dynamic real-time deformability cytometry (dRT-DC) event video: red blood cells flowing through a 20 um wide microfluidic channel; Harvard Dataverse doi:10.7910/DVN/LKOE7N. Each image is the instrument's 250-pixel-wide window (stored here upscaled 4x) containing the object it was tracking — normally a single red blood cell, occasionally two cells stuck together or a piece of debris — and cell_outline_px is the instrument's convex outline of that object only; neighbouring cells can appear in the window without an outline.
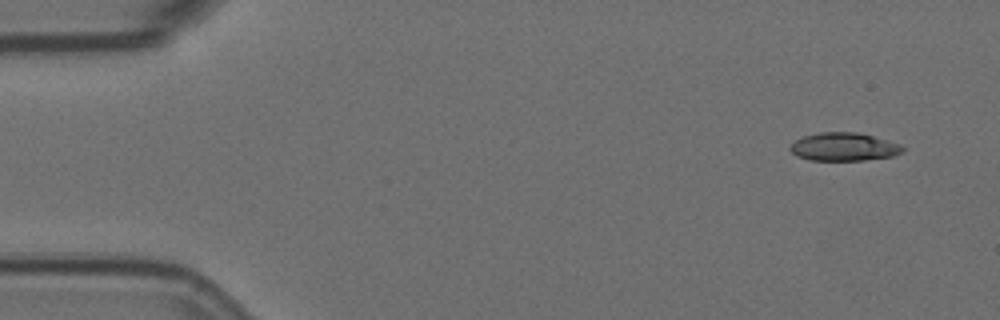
{"species": "Egyptian fruit bat (a non-hibernating species)", "species_latin": "Rousettus aegyptiacus", "temperature_condition": "room temperature", "stored_images_in_passage": 4, "camera_frame_rate_fps": 3000, "um_per_image_px": 0.085, "animal": {"sex": "female"}, "frame": {"image": 1, "passage_image": 1, "time_ms": 0.0, "image_size_px": [1000, 320], "cell_outline_px": [[904, 152], [892, 156], [864, 160], [808, 160], [796, 156], [788, 148], [796, 140], [804, 136], [820, 132], [860, 132], [900, 144], [904, 148]], "centroid_in_image_um": [71.73, 12.48], "position_along_channel_um": 13.3, "area_um2": 18.5}}
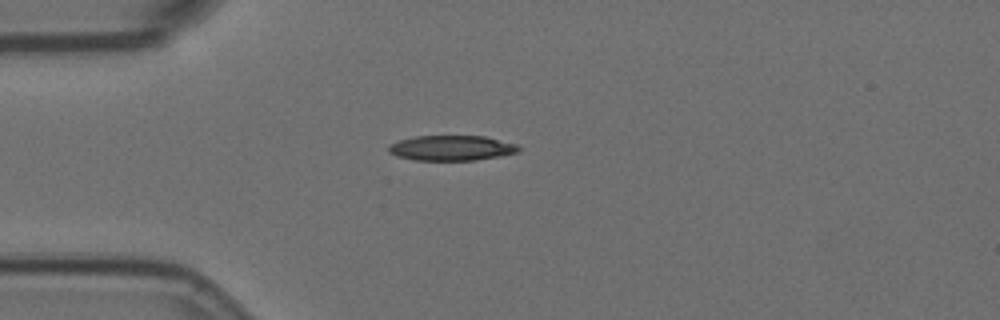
{"frame": {"image": 2, "passage_image": 4, "time_ms": 1.0, "image_size_px": [1000, 320], "cell_outline_px": [[520, 152], [476, 160], [416, 160], [396, 156], [388, 152], [388, 144], [400, 140], [416, 136], [484, 136], [516, 144], [520, 148]], "centroid_in_image_um": [38.36, 12.58], "position_along_channel_um": 46.6, "area_um2": 19.02}}